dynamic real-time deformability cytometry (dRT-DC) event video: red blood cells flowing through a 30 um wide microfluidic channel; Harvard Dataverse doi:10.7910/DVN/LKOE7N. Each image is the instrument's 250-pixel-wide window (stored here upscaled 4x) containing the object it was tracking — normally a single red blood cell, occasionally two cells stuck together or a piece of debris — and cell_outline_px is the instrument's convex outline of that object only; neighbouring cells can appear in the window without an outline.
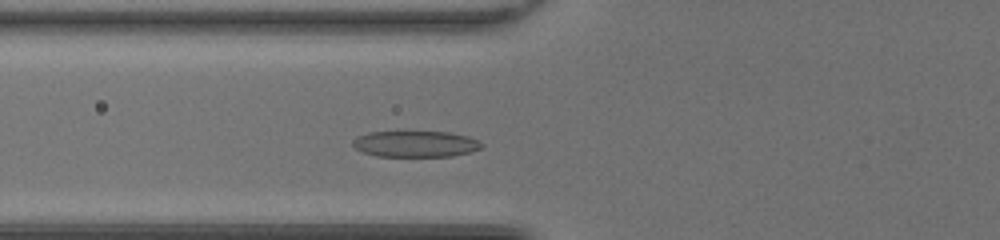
{"species": "common noctule bat (a hibernating species)", "species_latin": "Nyctalus noctula", "temperature_condition": "room temperature", "stored_images_in_passage": 40, "camera_frame_rate_fps": 3000, "um_per_image_px": 0.085, "animal": {"sex": "female", "body_mass_g": 20.0, "forearm_length_mm": 54.0}, "frame": {"image": 1, "passage_image": 10, "time_ms": 3.0, "image_size_px": [1000, 240], "cell_outline_px": [[484, 144], [480, 148], [468, 152], [452, 156], [376, 156], [364, 152], [356, 148], [352, 144], [352, 140], [356, 136], [368, 132], [448, 132], [468, 136], [480, 140]], "centroid_in_image_um": [35.31, 12.23], "position_along_channel_um": 90.5, "area_um2": 19.59}}
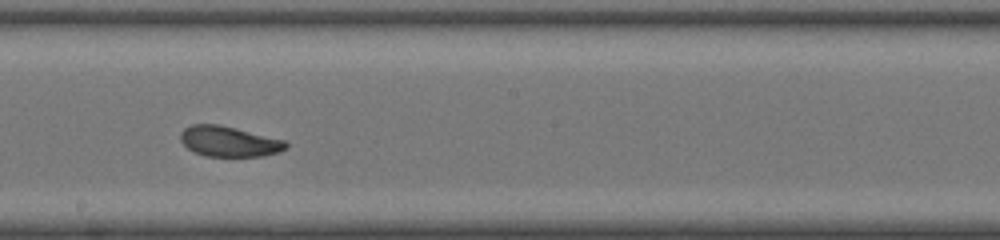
{"frame": {"image": 2, "passage_image": 20, "time_ms": 6.333, "image_size_px": [1000, 240], "cell_outline_px": [[288, 148], [280, 152], [264, 156], [204, 156], [188, 148], [180, 140], [180, 132], [184, 128], [192, 124], [220, 124], [284, 140], [288, 144]], "centroid_in_image_um": [19.47, 12.02], "position_along_channel_um": 228.7, "area_um2": 18.73}}
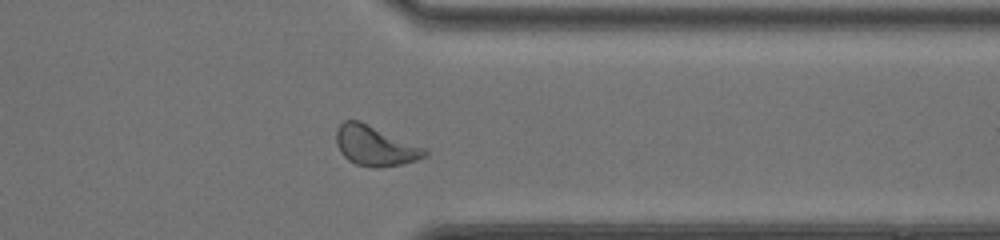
{"frame": {"image": 3, "passage_image": 31, "time_ms": 10.0, "image_size_px": [1000, 240], "cell_outline_px": [[428, 156], [416, 160], [400, 164], [376, 168], [356, 164], [348, 160], [340, 152], [336, 144], [336, 132], [340, 124], [344, 120], [360, 120], [424, 148], [428, 152]], "centroid_in_image_um": [31.85, 12.39], "position_along_channel_um": 379.5, "area_um2": 20.46}, "authors_computed_cell_mechanics": {"area_um2": 19.1896, "velocity_mm_per_s": 4.1365, "shape_relaxation_time_tau1_ms": 2.2047, "shape_relaxation_time_tau2_ms": 4.1108, "deformation_change_tau1": 0.1209, "deformation_change_tau2": 0.1184}}